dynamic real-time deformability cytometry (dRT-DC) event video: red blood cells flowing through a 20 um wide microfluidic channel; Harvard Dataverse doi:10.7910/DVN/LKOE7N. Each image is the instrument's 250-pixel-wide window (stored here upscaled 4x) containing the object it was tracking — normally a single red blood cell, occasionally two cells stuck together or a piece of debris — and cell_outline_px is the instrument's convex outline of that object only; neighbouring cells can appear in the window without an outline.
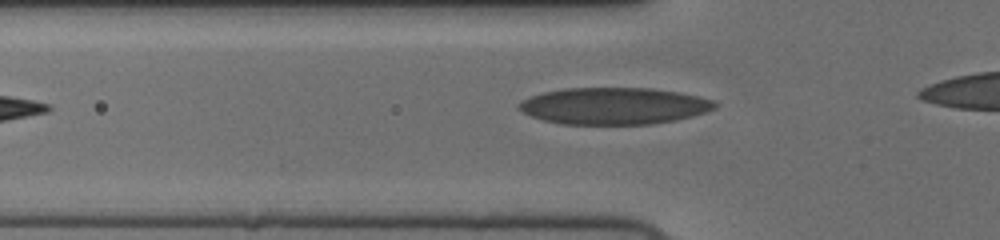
{"species": "human", "species_latin": "Homo sapiens", "temperature_condition": "cold", "stored_images_in_passage": 29, "camera_frame_rate_fps": 3000, "um_per_image_px": 0.085, "donor": {"sex": "female"}, "frame": {"image": 1, "passage_image": 2, "time_ms": 0.333, "image_size_px": [1000, 240], "cell_outline_px": [[716, 108], [692, 116], [676, 120], [648, 124], [560, 124], [544, 120], [532, 116], [516, 108], [516, 104], [520, 100], [544, 92], [564, 88], [652, 88], [676, 92], [696, 96], [712, 100], [716, 104]], "centroid_in_image_um": [52.13, 9.0], "position_along_channel_um": 73.7, "area_um2": 41.85}}
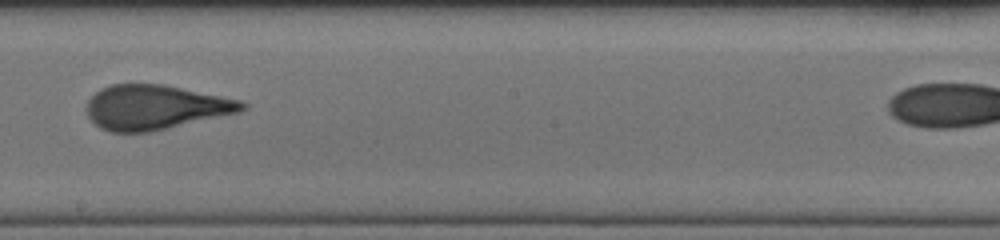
{"frame": {"image": 2, "passage_image": 15, "time_ms": 4.667, "image_size_px": [1000, 240], "cell_outline_px": [[248, 108], [240, 112], [152, 132], [108, 132], [100, 128], [88, 116], [88, 100], [100, 88], [112, 84], [164, 84], [240, 100], [248, 104]], "centroid_in_image_um": [13.22, 9.12], "position_along_channel_um": 235.0, "area_um2": 40.4}}
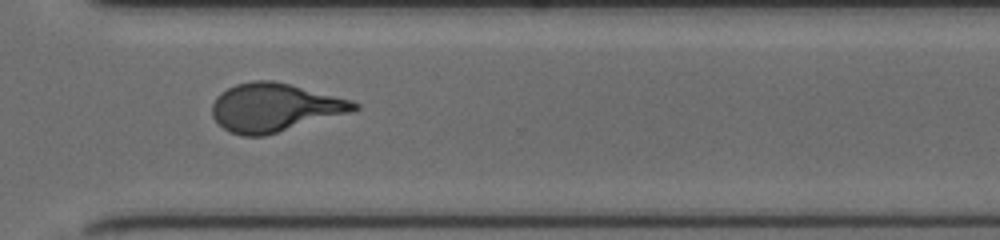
{"frame": {"image": 3, "passage_image": 24, "time_ms": 7.667, "image_size_px": [1000, 240], "cell_outline_px": [[360, 108], [352, 112], [264, 136], [240, 136], [228, 132], [212, 116], [212, 104], [216, 96], [220, 92], [236, 84], [252, 80], [272, 80], [352, 100], [360, 104]], "centroid_in_image_um": [23.32, 9.14], "position_along_channel_um": 347.3, "area_um2": 40.0}}